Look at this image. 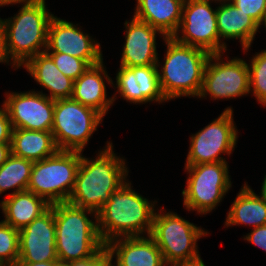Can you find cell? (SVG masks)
Returning <instances> with one entry per match:
<instances>
[{
	"label": "cell",
	"mask_w": 266,
	"mask_h": 266,
	"mask_svg": "<svg viewBox=\"0 0 266 266\" xmlns=\"http://www.w3.org/2000/svg\"><path fill=\"white\" fill-rule=\"evenodd\" d=\"M227 52L211 54L207 60L203 85L197 99L214 101L237 99L250 94L249 67L243 58L232 57ZM229 58V59H228Z\"/></svg>",
	"instance_id": "8fae6325"
},
{
	"label": "cell",
	"mask_w": 266,
	"mask_h": 266,
	"mask_svg": "<svg viewBox=\"0 0 266 266\" xmlns=\"http://www.w3.org/2000/svg\"><path fill=\"white\" fill-rule=\"evenodd\" d=\"M249 60L250 94L266 108V49L255 52Z\"/></svg>",
	"instance_id": "4316f807"
},
{
	"label": "cell",
	"mask_w": 266,
	"mask_h": 266,
	"mask_svg": "<svg viewBox=\"0 0 266 266\" xmlns=\"http://www.w3.org/2000/svg\"><path fill=\"white\" fill-rule=\"evenodd\" d=\"M49 207L50 204L42 197L28 190L6 195L2 201L0 200V209L4 217L2 221L17 230L26 227Z\"/></svg>",
	"instance_id": "cb8c5ba5"
},
{
	"label": "cell",
	"mask_w": 266,
	"mask_h": 266,
	"mask_svg": "<svg viewBox=\"0 0 266 266\" xmlns=\"http://www.w3.org/2000/svg\"><path fill=\"white\" fill-rule=\"evenodd\" d=\"M233 112L232 107L225 108L218 118L190 135L185 165L228 162L223 155L233 154L239 138Z\"/></svg>",
	"instance_id": "30bf717a"
},
{
	"label": "cell",
	"mask_w": 266,
	"mask_h": 266,
	"mask_svg": "<svg viewBox=\"0 0 266 266\" xmlns=\"http://www.w3.org/2000/svg\"><path fill=\"white\" fill-rule=\"evenodd\" d=\"M55 266H69V264L66 263V262H60V261H58V262L55 264Z\"/></svg>",
	"instance_id": "f35d334b"
},
{
	"label": "cell",
	"mask_w": 266,
	"mask_h": 266,
	"mask_svg": "<svg viewBox=\"0 0 266 266\" xmlns=\"http://www.w3.org/2000/svg\"><path fill=\"white\" fill-rule=\"evenodd\" d=\"M115 81L112 80L113 103L117 94L130 104H162L168 102L162 93L157 65L149 66H120L116 71Z\"/></svg>",
	"instance_id": "9a60e30c"
},
{
	"label": "cell",
	"mask_w": 266,
	"mask_h": 266,
	"mask_svg": "<svg viewBox=\"0 0 266 266\" xmlns=\"http://www.w3.org/2000/svg\"><path fill=\"white\" fill-rule=\"evenodd\" d=\"M19 259V230L0 221V264L15 266Z\"/></svg>",
	"instance_id": "83f0119b"
},
{
	"label": "cell",
	"mask_w": 266,
	"mask_h": 266,
	"mask_svg": "<svg viewBox=\"0 0 266 266\" xmlns=\"http://www.w3.org/2000/svg\"><path fill=\"white\" fill-rule=\"evenodd\" d=\"M230 2L261 26L266 15V0H231Z\"/></svg>",
	"instance_id": "f546056e"
},
{
	"label": "cell",
	"mask_w": 266,
	"mask_h": 266,
	"mask_svg": "<svg viewBox=\"0 0 266 266\" xmlns=\"http://www.w3.org/2000/svg\"><path fill=\"white\" fill-rule=\"evenodd\" d=\"M33 161L11 154L0 166V196L9 190L8 195L27 190Z\"/></svg>",
	"instance_id": "484cf974"
},
{
	"label": "cell",
	"mask_w": 266,
	"mask_h": 266,
	"mask_svg": "<svg viewBox=\"0 0 266 266\" xmlns=\"http://www.w3.org/2000/svg\"><path fill=\"white\" fill-rule=\"evenodd\" d=\"M217 28L220 37V53L227 52L229 40H239L243 53L247 55L260 25L230 1L216 3ZM226 40V42H225ZM247 52V53H246Z\"/></svg>",
	"instance_id": "ac0fdd59"
},
{
	"label": "cell",
	"mask_w": 266,
	"mask_h": 266,
	"mask_svg": "<svg viewBox=\"0 0 266 266\" xmlns=\"http://www.w3.org/2000/svg\"><path fill=\"white\" fill-rule=\"evenodd\" d=\"M261 185H262L261 186V190H260L258 195L266 200V174H265V176L263 178V182H262Z\"/></svg>",
	"instance_id": "74e56055"
},
{
	"label": "cell",
	"mask_w": 266,
	"mask_h": 266,
	"mask_svg": "<svg viewBox=\"0 0 266 266\" xmlns=\"http://www.w3.org/2000/svg\"><path fill=\"white\" fill-rule=\"evenodd\" d=\"M58 261H45V262H17L15 266H55Z\"/></svg>",
	"instance_id": "d590c367"
},
{
	"label": "cell",
	"mask_w": 266,
	"mask_h": 266,
	"mask_svg": "<svg viewBox=\"0 0 266 266\" xmlns=\"http://www.w3.org/2000/svg\"><path fill=\"white\" fill-rule=\"evenodd\" d=\"M13 127L6 108L0 107V145L11 144Z\"/></svg>",
	"instance_id": "1f68e13d"
},
{
	"label": "cell",
	"mask_w": 266,
	"mask_h": 266,
	"mask_svg": "<svg viewBox=\"0 0 266 266\" xmlns=\"http://www.w3.org/2000/svg\"><path fill=\"white\" fill-rule=\"evenodd\" d=\"M166 45L163 63L158 56L160 87L167 101L181 97L197 98L203 85V74L209 56L204 49L178 43L173 37Z\"/></svg>",
	"instance_id": "3957f363"
},
{
	"label": "cell",
	"mask_w": 266,
	"mask_h": 266,
	"mask_svg": "<svg viewBox=\"0 0 266 266\" xmlns=\"http://www.w3.org/2000/svg\"><path fill=\"white\" fill-rule=\"evenodd\" d=\"M101 44L79 24L53 16L47 36L46 53H63L85 60L90 66L103 59Z\"/></svg>",
	"instance_id": "5bb4252c"
},
{
	"label": "cell",
	"mask_w": 266,
	"mask_h": 266,
	"mask_svg": "<svg viewBox=\"0 0 266 266\" xmlns=\"http://www.w3.org/2000/svg\"><path fill=\"white\" fill-rule=\"evenodd\" d=\"M58 151L51 131L13 129L11 154L31 160H43Z\"/></svg>",
	"instance_id": "d4e9b609"
},
{
	"label": "cell",
	"mask_w": 266,
	"mask_h": 266,
	"mask_svg": "<svg viewBox=\"0 0 266 266\" xmlns=\"http://www.w3.org/2000/svg\"><path fill=\"white\" fill-rule=\"evenodd\" d=\"M227 212L224 228L245 225L253 229L266 225V200L256 194L246 181Z\"/></svg>",
	"instance_id": "603a6c76"
},
{
	"label": "cell",
	"mask_w": 266,
	"mask_h": 266,
	"mask_svg": "<svg viewBox=\"0 0 266 266\" xmlns=\"http://www.w3.org/2000/svg\"><path fill=\"white\" fill-rule=\"evenodd\" d=\"M11 155V144L0 145V166L8 159Z\"/></svg>",
	"instance_id": "e575fe53"
},
{
	"label": "cell",
	"mask_w": 266,
	"mask_h": 266,
	"mask_svg": "<svg viewBox=\"0 0 266 266\" xmlns=\"http://www.w3.org/2000/svg\"><path fill=\"white\" fill-rule=\"evenodd\" d=\"M104 116L72 98L54 100L51 132L58 150L84 152Z\"/></svg>",
	"instance_id": "9c48e42d"
},
{
	"label": "cell",
	"mask_w": 266,
	"mask_h": 266,
	"mask_svg": "<svg viewBox=\"0 0 266 266\" xmlns=\"http://www.w3.org/2000/svg\"><path fill=\"white\" fill-rule=\"evenodd\" d=\"M56 67L72 80L78 79L90 66L85 60L63 53H47Z\"/></svg>",
	"instance_id": "f1b7e54d"
},
{
	"label": "cell",
	"mask_w": 266,
	"mask_h": 266,
	"mask_svg": "<svg viewBox=\"0 0 266 266\" xmlns=\"http://www.w3.org/2000/svg\"><path fill=\"white\" fill-rule=\"evenodd\" d=\"M216 2H226V1H231V0H214Z\"/></svg>",
	"instance_id": "b9f144b4"
},
{
	"label": "cell",
	"mask_w": 266,
	"mask_h": 266,
	"mask_svg": "<svg viewBox=\"0 0 266 266\" xmlns=\"http://www.w3.org/2000/svg\"><path fill=\"white\" fill-rule=\"evenodd\" d=\"M113 150V143L106 141V145L98 150L95 158L81 153L69 203L98 213L110 199V195L128 180L126 159Z\"/></svg>",
	"instance_id": "6da1fadb"
},
{
	"label": "cell",
	"mask_w": 266,
	"mask_h": 266,
	"mask_svg": "<svg viewBox=\"0 0 266 266\" xmlns=\"http://www.w3.org/2000/svg\"><path fill=\"white\" fill-rule=\"evenodd\" d=\"M80 161L81 152L58 150L34 162L27 190L50 205L67 202L75 186Z\"/></svg>",
	"instance_id": "ba28073f"
},
{
	"label": "cell",
	"mask_w": 266,
	"mask_h": 266,
	"mask_svg": "<svg viewBox=\"0 0 266 266\" xmlns=\"http://www.w3.org/2000/svg\"><path fill=\"white\" fill-rule=\"evenodd\" d=\"M192 266H206V264L204 262L197 264V265H192Z\"/></svg>",
	"instance_id": "60d3db41"
},
{
	"label": "cell",
	"mask_w": 266,
	"mask_h": 266,
	"mask_svg": "<svg viewBox=\"0 0 266 266\" xmlns=\"http://www.w3.org/2000/svg\"><path fill=\"white\" fill-rule=\"evenodd\" d=\"M103 61L89 66L78 79L74 80L71 98L105 116L114 103L113 97L107 95V84L112 85L113 78L108 74Z\"/></svg>",
	"instance_id": "d6986e66"
},
{
	"label": "cell",
	"mask_w": 266,
	"mask_h": 266,
	"mask_svg": "<svg viewBox=\"0 0 266 266\" xmlns=\"http://www.w3.org/2000/svg\"><path fill=\"white\" fill-rule=\"evenodd\" d=\"M262 25H263L264 27H263ZM260 27L265 28V31H266V15H265L264 21H263V23L261 24Z\"/></svg>",
	"instance_id": "ab89813d"
},
{
	"label": "cell",
	"mask_w": 266,
	"mask_h": 266,
	"mask_svg": "<svg viewBox=\"0 0 266 266\" xmlns=\"http://www.w3.org/2000/svg\"><path fill=\"white\" fill-rule=\"evenodd\" d=\"M30 1L33 0H0V7H5V6H9V5H17V4H24V3H28Z\"/></svg>",
	"instance_id": "8d00e7d4"
},
{
	"label": "cell",
	"mask_w": 266,
	"mask_h": 266,
	"mask_svg": "<svg viewBox=\"0 0 266 266\" xmlns=\"http://www.w3.org/2000/svg\"><path fill=\"white\" fill-rule=\"evenodd\" d=\"M133 187L128 179L97 213L98 231L105 245L117 238L151 233L158 201L145 198Z\"/></svg>",
	"instance_id": "7a4b0ae2"
},
{
	"label": "cell",
	"mask_w": 266,
	"mask_h": 266,
	"mask_svg": "<svg viewBox=\"0 0 266 266\" xmlns=\"http://www.w3.org/2000/svg\"><path fill=\"white\" fill-rule=\"evenodd\" d=\"M59 261L56 253L54 204L19 230L18 262Z\"/></svg>",
	"instance_id": "2e32d148"
},
{
	"label": "cell",
	"mask_w": 266,
	"mask_h": 266,
	"mask_svg": "<svg viewBox=\"0 0 266 266\" xmlns=\"http://www.w3.org/2000/svg\"><path fill=\"white\" fill-rule=\"evenodd\" d=\"M243 240L266 252V225L251 229L250 233L243 236Z\"/></svg>",
	"instance_id": "d6a6232c"
},
{
	"label": "cell",
	"mask_w": 266,
	"mask_h": 266,
	"mask_svg": "<svg viewBox=\"0 0 266 266\" xmlns=\"http://www.w3.org/2000/svg\"><path fill=\"white\" fill-rule=\"evenodd\" d=\"M54 218L60 262L88 258L105 246L98 231L97 213L67 201L54 204Z\"/></svg>",
	"instance_id": "277c9868"
},
{
	"label": "cell",
	"mask_w": 266,
	"mask_h": 266,
	"mask_svg": "<svg viewBox=\"0 0 266 266\" xmlns=\"http://www.w3.org/2000/svg\"><path fill=\"white\" fill-rule=\"evenodd\" d=\"M0 266H12V265H7V264H0Z\"/></svg>",
	"instance_id": "7bdbcfd3"
},
{
	"label": "cell",
	"mask_w": 266,
	"mask_h": 266,
	"mask_svg": "<svg viewBox=\"0 0 266 266\" xmlns=\"http://www.w3.org/2000/svg\"><path fill=\"white\" fill-rule=\"evenodd\" d=\"M156 209L150 237L160 249L167 266H192L203 261L198 240L210 232L179 214L159 207Z\"/></svg>",
	"instance_id": "8992f818"
},
{
	"label": "cell",
	"mask_w": 266,
	"mask_h": 266,
	"mask_svg": "<svg viewBox=\"0 0 266 266\" xmlns=\"http://www.w3.org/2000/svg\"><path fill=\"white\" fill-rule=\"evenodd\" d=\"M69 266H113V259L106 245L93 256L82 260L68 262Z\"/></svg>",
	"instance_id": "4dcf8cb0"
},
{
	"label": "cell",
	"mask_w": 266,
	"mask_h": 266,
	"mask_svg": "<svg viewBox=\"0 0 266 266\" xmlns=\"http://www.w3.org/2000/svg\"><path fill=\"white\" fill-rule=\"evenodd\" d=\"M45 1L17 5L20 9L14 16L2 18L8 54L20 69L30 58L46 51L48 27L54 14Z\"/></svg>",
	"instance_id": "5b68a950"
},
{
	"label": "cell",
	"mask_w": 266,
	"mask_h": 266,
	"mask_svg": "<svg viewBox=\"0 0 266 266\" xmlns=\"http://www.w3.org/2000/svg\"><path fill=\"white\" fill-rule=\"evenodd\" d=\"M125 42L122 47V55L119 66H149L157 65V36L163 40L166 38L159 30L134 16L131 20H125Z\"/></svg>",
	"instance_id": "e0dca14e"
},
{
	"label": "cell",
	"mask_w": 266,
	"mask_h": 266,
	"mask_svg": "<svg viewBox=\"0 0 266 266\" xmlns=\"http://www.w3.org/2000/svg\"><path fill=\"white\" fill-rule=\"evenodd\" d=\"M2 105L6 108L13 129L51 131L54 121V100L31 89L6 92Z\"/></svg>",
	"instance_id": "4fadbf2b"
},
{
	"label": "cell",
	"mask_w": 266,
	"mask_h": 266,
	"mask_svg": "<svg viewBox=\"0 0 266 266\" xmlns=\"http://www.w3.org/2000/svg\"><path fill=\"white\" fill-rule=\"evenodd\" d=\"M185 0H136L135 18L159 30L166 38L173 37L180 27Z\"/></svg>",
	"instance_id": "7402d4cb"
},
{
	"label": "cell",
	"mask_w": 266,
	"mask_h": 266,
	"mask_svg": "<svg viewBox=\"0 0 266 266\" xmlns=\"http://www.w3.org/2000/svg\"><path fill=\"white\" fill-rule=\"evenodd\" d=\"M214 0H185L180 27L173 38L180 44L198 47L210 54L220 53Z\"/></svg>",
	"instance_id": "7c38bea8"
},
{
	"label": "cell",
	"mask_w": 266,
	"mask_h": 266,
	"mask_svg": "<svg viewBox=\"0 0 266 266\" xmlns=\"http://www.w3.org/2000/svg\"><path fill=\"white\" fill-rule=\"evenodd\" d=\"M113 266H167L155 241L148 236L122 237L106 244Z\"/></svg>",
	"instance_id": "ffe728a7"
},
{
	"label": "cell",
	"mask_w": 266,
	"mask_h": 266,
	"mask_svg": "<svg viewBox=\"0 0 266 266\" xmlns=\"http://www.w3.org/2000/svg\"><path fill=\"white\" fill-rule=\"evenodd\" d=\"M228 162L185 165L186 187L182 190L187 211L207 215L223 201L232 187Z\"/></svg>",
	"instance_id": "52a82bcc"
},
{
	"label": "cell",
	"mask_w": 266,
	"mask_h": 266,
	"mask_svg": "<svg viewBox=\"0 0 266 266\" xmlns=\"http://www.w3.org/2000/svg\"><path fill=\"white\" fill-rule=\"evenodd\" d=\"M0 63L7 64L12 66L13 70L20 69L10 58L7 45H6V36L2 25V18L0 17Z\"/></svg>",
	"instance_id": "836d02e7"
},
{
	"label": "cell",
	"mask_w": 266,
	"mask_h": 266,
	"mask_svg": "<svg viewBox=\"0 0 266 266\" xmlns=\"http://www.w3.org/2000/svg\"><path fill=\"white\" fill-rule=\"evenodd\" d=\"M22 67L37 84L49 93L43 90L37 92L52 100L71 98L74 80L65 76L46 52L30 58Z\"/></svg>",
	"instance_id": "44dd1931"
}]
</instances>
